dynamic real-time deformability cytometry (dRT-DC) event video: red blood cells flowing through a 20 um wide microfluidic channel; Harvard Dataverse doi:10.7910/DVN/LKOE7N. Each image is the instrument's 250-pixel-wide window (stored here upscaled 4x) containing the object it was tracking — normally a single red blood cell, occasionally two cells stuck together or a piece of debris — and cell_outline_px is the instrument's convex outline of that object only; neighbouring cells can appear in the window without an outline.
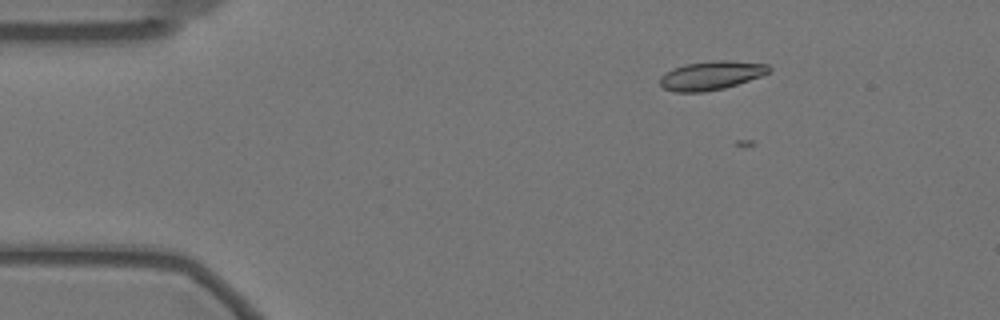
{"species": "Egyptian fruit bat (a non-hibernating species)", "species_latin": "Rousettus aegyptiacus", "temperature_condition": "warm", "stored_images_in_passage": 24, "camera_frame_rate_fps": 3000, "um_per_image_px": 0.085, "animal": {"sex": "female"}, "frame": {"image": 1, "passage_image": 3, "time_ms": 0.667, "image_size_px": [1000, 320], "cell_outline_px": [[772, 68], [768, 72], [760, 76], [724, 88], [704, 92], [676, 92], [664, 88], [660, 84], [660, 76], [664, 72], [672, 68], [684, 64], [712, 60], [728, 60], [768, 64]], "centroid_in_image_um": [60.41, 6.4], "position_along_channel_um": 24.6, "area_um2": 18.32}}
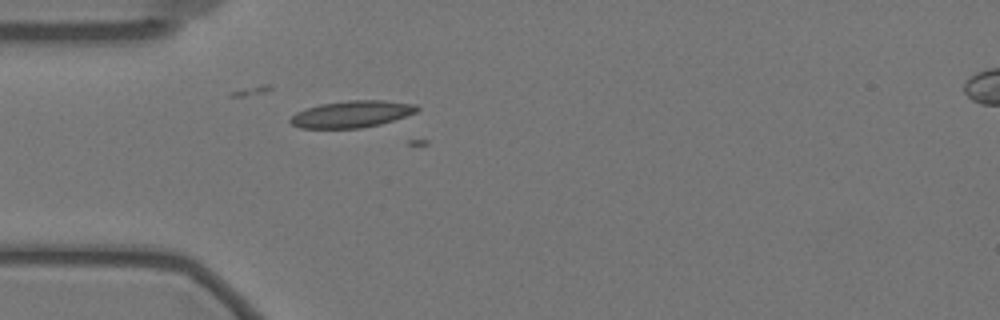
{"frame": {"image": 2, "passage_image": 11, "time_ms": 3.333, "image_size_px": [1000, 320], "cell_outline_px": [[420, 108], [416, 112], [380, 124], [360, 128], [300, 128], [292, 124], [288, 120], [296, 112], [320, 104], [348, 100], [384, 100], [416, 104]], "centroid_in_image_um": [29.89, 9.69], "position_along_channel_um": 55.1, "area_um2": 19.65}}
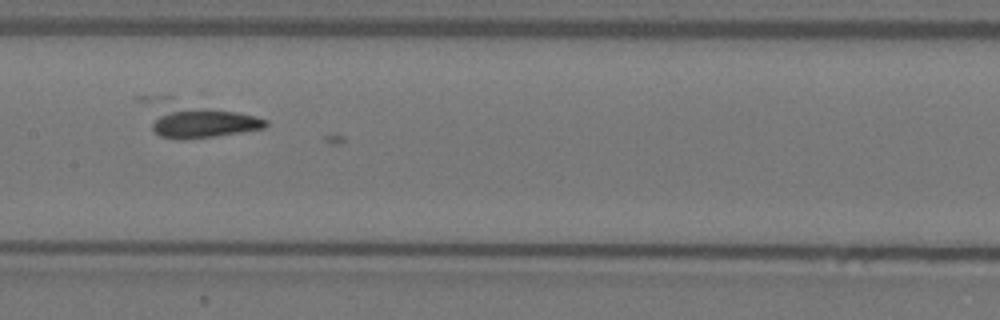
{"frame": {"image": 3, "passage_image": 23, "time_ms": 7.333, "image_size_px": [1000, 320], "cell_outline_px": [[268, 124], [264, 128], [240, 132], [212, 136], [180, 140], [176, 140], [160, 136], [152, 128], [132, 100], [136, 96], [172, 96], [256, 116], [268, 120]], "centroid_in_image_um": [16.42, 10.05], "position_along_channel_um": 191.0, "area_um2": 26.93}}